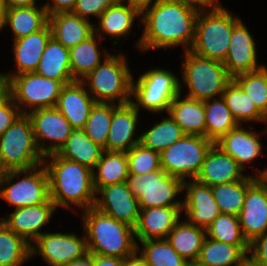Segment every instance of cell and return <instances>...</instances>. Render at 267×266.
I'll return each mask as SVG.
<instances>
[{
    "label": "cell",
    "mask_w": 267,
    "mask_h": 266,
    "mask_svg": "<svg viewBox=\"0 0 267 266\" xmlns=\"http://www.w3.org/2000/svg\"><path fill=\"white\" fill-rule=\"evenodd\" d=\"M139 113L131 102L113 103V116L106 140V151L127 153L133 146L140 143L141 133H136L138 122L141 121Z\"/></svg>",
    "instance_id": "20"
},
{
    "label": "cell",
    "mask_w": 267,
    "mask_h": 266,
    "mask_svg": "<svg viewBox=\"0 0 267 266\" xmlns=\"http://www.w3.org/2000/svg\"><path fill=\"white\" fill-rule=\"evenodd\" d=\"M30 118L21 114L0 136V164L6 171L26 170L43 163Z\"/></svg>",
    "instance_id": "8"
},
{
    "label": "cell",
    "mask_w": 267,
    "mask_h": 266,
    "mask_svg": "<svg viewBox=\"0 0 267 266\" xmlns=\"http://www.w3.org/2000/svg\"><path fill=\"white\" fill-rule=\"evenodd\" d=\"M64 85L35 72L21 73L7 81V93L19 107L21 114L56 106Z\"/></svg>",
    "instance_id": "11"
},
{
    "label": "cell",
    "mask_w": 267,
    "mask_h": 266,
    "mask_svg": "<svg viewBox=\"0 0 267 266\" xmlns=\"http://www.w3.org/2000/svg\"><path fill=\"white\" fill-rule=\"evenodd\" d=\"M94 265L95 266H123L124 259L119 257L111 256H100L94 254Z\"/></svg>",
    "instance_id": "50"
},
{
    "label": "cell",
    "mask_w": 267,
    "mask_h": 266,
    "mask_svg": "<svg viewBox=\"0 0 267 266\" xmlns=\"http://www.w3.org/2000/svg\"><path fill=\"white\" fill-rule=\"evenodd\" d=\"M94 207L133 228L139 219L138 199L126 181L101 187L96 192Z\"/></svg>",
    "instance_id": "15"
},
{
    "label": "cell",
    "mask_w": 267,
    "mask_h": 266,
    "mask_svg": "<svg viewBox=\"0 0 267 266\" xmlns=\"http://www.w3.org/2000/svg\"><path fill=\"white\" fill-rule=\"evenodd\" d=\"M257 263L267 266V231L249 243V253Z\"/></svg>",
    "instance_id": "48"
},
{
    "label": "cell",
    "mask_w": 267,
    "mask_h": 266,
    "mask_svg": "<svg viewBox=\"0 0 267 266\" xmlns=\"http://www.w3.org/2000/svg\"><path fill=\"white\" fill-rule=\"evenodd\" d=\"M7 94V80L3 73H0V100Z\"/></svg>",
    "instance_id": "57"
},
{
    "label": "cell",
    "mask_w": 267,
    "mask_h": 266,
    "mask_svg": "<svg viewBox=\"0 0 267 266\" xmlns=\"http://www.w3.org/2000/svg\"><path fill=\"white\" fill-rule=\"evenodd\" d=\"M177 73L167 68H150L139 73L138 79H132L131 103L140 112L147 110L155 113H168L171 102L180 91V81Z\"/></svg>",
    "instance_id": "7"
},
{
    "label": "cell",
    "mask_w": 267,
    "mask_h": 266,
    "mask_svg": "<svg viewBox=\"0 0 267 266\" xmlns=\"http://www.w3.org/2000/svg\"><path fill=\"white\" fill-rule=\"evenodd\" d=\"M201 8L178 0H158L141 15V36L135 41L137 50L145 54L151 49L168 50L181 46L190 50Z\"/></svg>",
    "instance_id": "1"
},
{
    "label": "cell",
    "mask_w": 267,
    "mask_h": 266,
    "mask_svg": "<svg viewBox=\"0 0 267 266\" xmlns=\"http://www.w3.org/2000/svg\"><path fill=\"white\" fill-rule=\"evenodd\" d=\"M208 238L232 245H249L244 238L238 216L221 213L206 229Z\"/></svg>",
    "instance_id": "43"
},
{
    "label": "cell",
    "mask_w": 267,
    "mask_h": 266,
    "mask_svg": "<svg viewBox=\"0 0 267 266\" xmlns=\"http://www.w3.org/2000/svg\"><path fill=\"white\" fill-rule=\"evenodd\" d=\"M113 116V103L96 102L83 130L87 136L106 151V140Z\"/></svg>",
    "instance_id": "42"
},
{
    "label": "cell",
    "mask_w": 267,
    "mask_h": 266,
    "mask_svg": "<svg viewBox=\"0 0 267 266\" xmlns=\"http://www.w3.org/2000/svg\"><path fill=\"white\" fill-rule=\"evenodd\" d=\"M88 252L125 259L137 250L134 228L90 207L82 211Z\"/></svg>",
    "instance_id": "3"
},
{
    "label": "cell",
    "mask_w": 267,
    "mask_h": 266,
    "mask_svg": "<svg viewBox=\"0 0 267 266\" xmlns=\"http://www.w3.org/2000/svg\"><path fill=\"white\" fill-rule=\"evenodd\" d=\"M126 182L138 199L139 209L183 206V199H178L183 193V181L162 169L147 174H129Z\"/></svg>",
    "instance_id": "12"
},
{
    "label": "cell",
    "mask_w": 267,
    "mask_h": 266,
    "mask_svg": "<svg viewBox=\"0 0 267 266\" xmlns=\"http://www.w3.org/2000/svg\"><path fill=\"white\" fill-rule=\"evenodd\" d=\"M229 154L216 144L208 151L196 181L207 186H215L243 180L248 174Z\"/></svg>",
    "instance_id": "23"
},
{
    "label": "cell",
    "mask_w": 267,
    "mask_h": 266,
    "mask_svg": "<svg viewBox=\"0 0 267 266\" xmlns=\"http://www.w3.org/2000/svg\"><path fill=\"white\" fill-rule=\"evenodd\" d=\"M191 3L199 8H206L215 4L218 0H178Z\"/></svg>",
    "instance_id": "56"
},
{
    "label": "cell",
    "mask_w": 267,
    "mask_h": 266,
    "mask_svg": "<svg viewBox=\"0 0 267 266\" xmlns=\"http://www.w3.org/2000/svg\"><path fill=\"white\" fill-rule=\"evenodd\" d=\"M117 1L118 0H77L72 13L89 21H92L90 20L91 16L92 18L94 16L97 20L107 8Z\"/></svg>",
    "instance_id": "46"
},
{
    "label": "cell",
    "mask_w": 267,
    "mask_h": 266,
    "mask_svg": "<svg viewBox=\"0 0 267 266\" xmlns=\"http://www.w3.org/2000/svg\"><path fill=\"white\" fill-rule=\"evenodd\" d=\"M123 266H148L145 260L136 251L132 256L126 257L124 259Z\"/></svg>",
    "instance_id": "55"
},
{
    "label": "cell",
    "mask_w": 267,
    "mask_h": 266,
    "mask_svg": "<svg viewBox=\"0 0 267 266\" xmlns=\"http://www.w3.org/2000/svg\"><path fill=\"white\" fill-rule=\"evenodd\" d=\"M183 206L154 207L140 209L139 219L134 227L135 240L166 239L180 221Z\"/></svg>",
    "instance_id": "21"
},
{
    "label": "cell",
    "mask_w": 267,
    "mask_h": 266,
    "mask_svg": "<svg viewBox=\"0 0 267 266\" xmlns=\"http://www.w3.org/2000/svg\"><path fill=\"white\" fill-rule=\"evenodd\" d=\"M129 174H147L161 170L160 153L143 146H133L127 153Z\"/></svg>",
    "instance_id": "45"
},
{
    "label": "cell",
    "mask_w": 267,
    "mask_h": 266,
    "mask_svg": "<svg viewBox=\"0 0 267 266\" xmlns=\"http://www.w3.org/2000/svg\"><path fill=\"white\" fill-rule=\"evenodd\" d=\"M0 199L14 209L47 202L50 188L44 164L26 170L6 171L0 183Z\"/></svg>",
    "instance_id": "9"
},
{
    "label": "cell",
    "mask_w": 267,
    "mask_h": 266,
    "mask_svg": "<svg viewBox=\"0 0 267 266\" xmlns=\"http://www.w3.org/2000/svg\"><path fill=\"white\" fill-rule=\"evenodd\" d=\"M21 115L19 107L12 97L7 93L0 100V136L14 123Z\"/></svg>",
    "instance_id": "47"
},
{
    "label": "cell",
    "mask_w": 267,
    "mask_h": 266,
    "mask_svg": "<svg viewBox=\"0 0 267 266\" xmlns=\"http://www.w3.org/2000/svg\"><path fill=\"white\" fill-rule=\"evenodd\" d=\"M55 212H57L55 203L49 199L38 205L16 208L11 213L0 217V220L32 244L45 232L41 230L50 223Z\"/></svg>",
    "instance_id": "18"
},
{
    "label": "cell",
    "mask_w": 267,
    "mask_h": 266,
    "mask_svg": "<svg viewBox=\"0 0 267 266\" xmlns=\"http://www.w3.org/2000/svg\"><path fill=\"white\" fill-rule=\"evenodd\" d=\"M222 98L238 124L249 125L253 122H263L267 125V117L234 80L226 86Z\"/></svg>",
    "instance_id": "34"
},
{
    "label": "cell",
    "mask_w": 267,
    "mask_h": 266,
    "mask_svg": "<svg viewBox=\"0 0 267 266\" xmlns=\"http://www.w3.org/2000/svg\"><path fill=\"white\" fill-rule=\"evenodd\" d=\"M136 243V251L145 260L148 266L188 265V262L172 248L166 239L145 240Z\"/></svg>",
    "instance_id": "41"
},
{
    "label": "cell",
    "mask_w": 267,
    "mask_h": 266,
    "mask_svg": "<svg viewBox=\"0 0 267 266\" xmlns=\"http://www.w3.org/2000/svg\"><path fill=\"white\" fill-rule=\"evenodd\" d=\"M102 39L94 32L86 40L69 49L70 68L75 81H81L111 53L101 50Z\"/></svg>",
    "instance_id": "28"
},
{
    "label": "cell",
    "mask_w": 267,
    "mask_h": 266,
    "mask_svg": "<svg viewBox=\"0 0 267 266\" xmlns=\"http://www.w3.org/2000/svg\"><path fill=\"white\" fill-rule=\"evenodd\" d=\"M166 115V117H162L161 121H155L152 127H148V130L144 129L140 134V143L159 153L185 135L180 125L169 115V113Z\"/></svg>",
    "instance_id": "38"
},
{
    "label": "cell",
    "mask_w": 267,
    "mask_h": 266,
    "mask_svg": "<svg viewBox=\"0 0 267 266\" xmlns=\"http://www.w3.org/2000/svg\"><path fill=\"white\" fill-rule=\"evenodd\" d=\"M180 81V91L188 88L186 97L197 100H208L222 97L226 86L233 80L226 70L223 62L201 57L194 52L183 51Z\"/></svg>",
    "instance_id": "6"
},
{
    "label": "cell",
    "mask_w": 267,
    "mask_h": 266,
    "mask_svg": "<svg viewBox=\"0 0 267 266\" xmlns=\"http://www.w3.org/2000/svg\"><path fill=\"white\" fill-rule=\"evenodd\" d=\"M35 73L60 81L63 85L74 82L70 68L69 49L51 36Z\"/></svg>",
    "instance_id": "30"
},
{
    "label": "cell",
    "mask_w": 267,
    "mask_h": 266,
    "mask_svg": "<svg viewBox=\"0 0 267 266\" xmlns=\"http://www.w3.org/2000/svg\"><path fill=\"white\" fill-rule=\"evenodd\" d=\"M244 238L251 243L267 231V190L253 182L238 216Z\"/></svg>",
    "instance_id": "25"
},
{
    "label": "cell",
    "mask_w": 267,
    "mask_h": 266,
    "mask_svg": "<svg viewBox=\"0 0 267 266\" xmlns=\"http://www.w3.org/2000/svg\"><path fill=\"white\" fill-rule=\"evenodd\" d=\"M51 36L65 48L75 47L94 33V23L72 12H59L48 16Z\"/></svg>",
    "instance_id": "27"
},
{
    "label": "cell",
    "mask_w": 267,
    "mask_h": 266,
    "mask_svg": "<svg viewBox=\"0 0 267 266\" xmlns=\"http://www.w3.org/2000/svg\"><path fill=\"white\" fill-rule=\"evenodd\" d=\"M249 253V245H232L206 236L197 261L207 266H238Z\"/></svg>",
    "instance_id": "35"
},
{
    "label": "cell",
    "mask_w": 267,
    "mask_h": 266,
    "mask_svg": "<svg viewBox=\"0 0 267 266\" xmlns=\"http://www.w3.org/2000/svg\"><path fill=\"white\" fill-rule=\"evenodd\" d=\"M76 1L77 0H48L46 4L43 3V6L49 16L59 12H72Z\"/></svg>",
    "instance_id": "49"
},
{
    "label": "cell",
    "mask_w": 267,
    "mask_h": 266,
    "mask_svg": "<svg viewBox=\"0 0 267 266\" xmlns=\"http://www.w3.org/2000/svg\"><path fill=\"white\" fill-rule=\"evenodd\" d=\"M233 80L249 95L256 107L267 117V66L237 75Z\"/></svg>",
    "instance_id": "44"
},
{
    "label": "cell",
    "mask_w": 267,
    "mask_h": 266,
    "mask_svg": "<svg viewBox=\"0 0 267 266\" xmlns=\"http://www.w3.org/2000/svg\"><path fill=\"white\" fill-rule=\"evenodd\" d=\"M4 173H5V171L2 169L1 164H0V183H1V180H2Z\"/></svg>",
    "instance_id": "61"
},
{
    "label": "cell",
    "mask_w": 267,
    "mask_h": 266,
    "mask_svg": "<svg viewBox=\"0 0 267 266\" xmlns=\"http://www.w3.org/2000/svg\"><path fill=\"white\" fill-rule=\"evenodd\" d=\"M264 169L258 168L257 171L253 170L252 177L254 182L261 188L267 190V167L263 166Z\"/></svg>",
    "instance_id": "52"
},
{
    "label": "cell",
    "mask_w": 267,
    "mask_h": 266,
    "mask_svg": "<svg viewBox=\"0 0 267 266\" xmlns=\"http://www.w3.org/2000/svg\"><path fill=\"white\" fill-rule=\"evenodd\" d=\"M135 19L141 22V15L129 5L118 0L115 4L107 8L94 24V32L105 40L108 35L113 43L112 46L118 45L121 38L127 40L132 33L135 35L133 26Z\"/></svg>",
    "instance_id": "22"
},
{
    "label": "cell",
    "mask_w": 267,
    "mask_h": 266,
    "mask_svg": "<svg viewBox=\"0 0 267 266\" xmlns=\"http://www.w3.org/2000/svg\"><path fill=\"white\" fill-rule=\"evenodd\" d=\"M5 15H6V7L4 1L0 0V31H2L5 25Z\"/></svg>",
    "instance_id": "58"
},
{
    "label": "cell",
    "mask_w": 267,
    "mask_h": 266,
    "mask_svg": "<svg viewBox=\"0 0 267 266\" xmlns=\"http://www.w3.org/2000/svg\"><path fill=\"white\" fill-rule=\"evenodd\" d=\"M104 148L94 143L83 129H73L57 154L93 170L101 159Z\"/></svg>",
    "instance_id": "33"
},
{
    "label": "cell",
    "mask_w": 267,
    "mask_h": 266,
    "mask_svg": "<svg viewBox=\"0 0 267 266\" xmlns=\"http://www.w3.org/2000/svg\"><path fill=\"white\" fill-rule=\"evenodd\" d=\"M120 1L129 5L130 7L135 9L140 15H142L158 0H120Z\"/></svg>",
    "instance_id": "51"
},
{
    "label": "cell",
    "mask_w": 267,
    "mask_h": 266,
    "mask_svg": "<svg viewBox=\"0 0 267 266\" xmlns=\"http://www.w3.org/2000/svg\"><path fill=\"white\" fill-rule=\"evenodd\" d=\"M187 266H207V265H204L196 260L193 262H189Z\"/></svg>",
    "instance_id": "60"
},
{
    "label": "cell",
    "mask_w": 267,
    "mask_h": 266,
    "mask_svg": "<svg viewBox=\"0 0 267 266\" xmlns=\"http://www.w3.org/2000/svg\"><path fill=\"white\" fill-rule=\"evenodd\" d=\"M206 236V229L190 224L184 218L171 230L166 240L189 263L198 259Z\"/></svg>",
    "instance_id": "31"
},
{
    "label": "cell",
    "mask_w": 267,
    "mask_h": 266,
    "mask_svg": "<svg viewBox=\"0 0 267 266\" xmlns=\"http://www.w3.org/2000/svg\"><path fill=\"white\" fill-rule=\"evenodd\" d=\"M183 194L182 211L190 224L207 229L221 214L210 186L187 180L183 182Z\"/></svg>",
    "instance_id": "19"
},
{
    "label": "cell",
    "mask_w": 267,
    "mask_h": 266,
    "mask_svg": "<svg viewBox=\"0 0 267 266\" xmlns=\"http://www.w3.org/2000/svg\"><path fill=\"white\" fill-rule=\"evenodd\" d=\"M218 0L212 6L201 8L195 26V37L190 51L224 62L230 46L233 27L241 20Z\"/></svg>",
    "instance_id": "4"
},
{
    "label": "cell",
    "mask_w": 267,
    "mask_h": 266,
    "mask_svg": "<svg viewBox=\"0 0 267 266\" xmlns=\"http://www.w3.org/2000/svg\"><path fill=\"white\" fill-rule=\"evenodd\" d=\"M253 182L252 175L248 174L241 181L212 186L213 198L218 204L220 213L239 216L247 189Z\"/></svg>",
    "instance_id": "39"
},
{
    "label": "cell",
    "mask_w": 267,
    "mask_h": 266,
    "mask_svg": "<svg viewBox=\"0 0 267 266\" xmlns=\"http://www.w3.org/2000/svg\"><path fill=\"white\" fill-rule=\"evenodd\" d=\"M27 115L41 154L57 153L73 130L70 123L55 107L37 109Z\"/></svg>",
    "instance_id": "14"
},
{
    "label": "cell",
    "mask_w": 267,
    "mask_h": 266,
    "mask_svg": "<svg viewBox=\"0 0 267 266\" xmlns=\"http://www.w3.org/2000/svg\"><path fill=\"white\" fill-rule=\"evenodd\" d=\"M6 9L14 7H32L37 4V0H3Z\"/></svg>",
    "instance_id": "54"
},
{
    "label": "cell",
    "mask_w": 267,
    "mask_h": 266,
    "mask_svg": "<svg viewBox=\"0 0 267 266\" xmlns=\"http://www.w3.org/2000/svg\"><path fill=\"white\" fill-rule=\"evenodd\" d=\"M249 31L242 19L233 27L227 57L223 62L232 78L259 70L265 66V64L258 62L257 42Z\"/></svg>",
    "instance_id": "17"
},
{
    "label": "cell",
    "mask_w": 267,
    "mask_h": 266,
    "mask_svg": "<svg viewBox=\"0 0 267 266\" xmlns=\"http://www.w3.org/2000/svg\"><path fill=\"white\" fill-rule=\"evenodd\" d=\"M31 259V244L0 220V266H23Z\"/></svg>",
    "instance_id": "40"
},
{
    "label": "cell",
    "mask_w": 267,
    "mask_h": 266,
    "mask_svg": "<svg viewBox=\"0 0 267 266\" xmlns=\"http://www.w3.org/2000/svg\"><path fill=\"white\" fill-rule=\"evenodd\" d=\"M86 253L85 232L80 236L73 232L46 231L31 244V258L39 255L48 266H63Z\"/></svg>",
    "instance_id": "13"
},
{
    "label": "cell",
    "mask_w": 267,
    "mask_h": 266,
    "mask_svg": "<svg viewBox=\"0 0 267 266\" xmlns=\"http://www.w3.org/2000/svg\"><path fill=\"white\" fill-rule=\"evenodd\" d=\"M96 101L81 81L62 87L55 108L70 123L73 129H83Z\"/></svg>",
    "instance_id": "24"
},
{
    "label": "cell",
    "mask_w": 267,
    "mask_h": 266,
    "mask_svg": "<svg viewBox=\"0 0 267 266\" xmlns=\"http://www.w3.org/2000/svg\"><path fill=\"white\" fill-rule=\"evenodd\" d=\"M63 266H95L94 254L88 252L83 257L73 260Z\"/></svg>",
    "instance_id": "53"
},
{
    "label": "cell",
    "mask_w": 267,
    "mask_h": 266,
    "mask_svg": "<svg viewBox=\"0 0 267 266\" xmlns=\"http://www.w3.org/2000/svg\"><path fill=\"white\" fill-rule=\"evenodd\" d=\"M92 174L95 192L103 186L127 181L129 168L126 153L104 151Z\"/></svg>",
    "instance_id": "36"
},
{
    "label": "cell",
    "mask_w": 267,
    "mask_h": 266,
    "mask_svg": "<svg viewBox=\"0 0 267 266\" xmlns=\"http://www.w3.org/2000/svg\"><path fill=\"white\" fill-rule=\"evenodd\" d=\"M205 137L214 143L239 124L222 97L204 100Z\"/></svg>",
    "instance_id": "37"
},
{
    "label": "cell",
    "mask_w": 267,
    "mask_h": 266,
    "mask_svg": "<svg viewBox=\"0 0 267 266\" xmlns=\"http://www.w3.org/2000/svg\"><path fill=\"white\" fill-rule=\"evenodd\" d=\"M50 37L51 30L47 23L41 30L14 40L12 53L15 59L14 67H16L10 73L2 72L6 80L21 73L35 72Z\"/></svg>",
    "instance_id": "26"
},
{
    "label": "cell",
    "mask_w": 267,
    "mask_h": 266,
    "mask_svg": "<svg viewBox=\"0 0 267 266\" xmlns=\"http://www.w3.org/2000/svg\"><path fill=\"white\" fill-rule=\"evenodd\" d=\"M214 144L203 136L184 135L160 153L161 169L183 182L195 180L208 151Z\"/></svg>",
    "instance_id": "10"
},
{
    "label": "cell",
    "mask_w": 267,
    "mask_h": 266,
    "mask_svg": "<svg viewBox=\"0 0 267 266\" xmlns=\"http://www.w3.org/2000/svg\"><path fill=\"white\" fill-rule=\"evenodd\" d=\"M125 55L121 50L110 54L81 80L96 102H131L133 73Z\"/></svg>",
    "instance_id": "5"
},
{
    "label": "cell",
    "mask_w": 267,
    "mask_h": 266,
    "mask_svg": "<svg viewBox=\"0 0 267 266\" xmlns=\"http://www.w3.org/2000/svg\"><path fill=\"white\" fill-rule=\"evenodd\" d=\"M238 266H262L257 263L252 257L247 255Z\"/></svg>",
    "instance_id": "59"
},
{
    "label": "cell",
    "mask_w": 267,
    "mask_h": 266,
    "mask_svg": "<svg viewBox=\"0 0 267 266\" xmlns=\"http://www.w3.org/2000/svg\"><path fill=\"white\" fill-rule=\"evenodd\" d=\"M248 126H251L247 128ZM250 129V130H249ZM267 134V127L262 132L252 129V125L239 124L222 136L215 144L226 154H229L245 170L247 167L254 169L251 165L258 157L263 156L262 135ZM263 146V147H262ZM248 165V166H247Z\"/></svg>",
    "instance_id": "16"
},
{
    "label": "cell",
    "mask_w": 267,
    "mask_h": 266,
    "mask_svg": "<svg viewBox=\"0 0 267 266\" xmlns=\"http://www.w3.org/2000/svg\"><path fill=\"white\" fill-rule=\"evenodd\" d=\"M43 164L49 176L50 199L56 208H77L82 211L95 205L96 192L92 170L57 153L44 156ZM77 207V208H76Z\"/></svg>",
    "instance_id": "2"
},
{
    "label": "cell",
    "mask_w": 267,
    "mask_h": 266,
    "mask_svg": "<svg viewBox=\"0 0 267 266\" xmlns=\"http://www.w3.org/2000/svg\"><path fill=\"white\" fill-rule=\"evenodd\" d=\"M168 113L180 125L185 135L205 137L204 101L182 96L180 93L171 102Z\"/></svg>",
    "instance_id": "29"
},
{
    "label": "cell",
    "mask_w": 267,
    "mask_h": 266,
    "mask_svg": "<svg viewBox=\"0 0 267 266\" xmlns=\"http://www.w3.org/2000/svg\"><path fill=\"white\" fill-rule=\"evenodd\" d=\"M47 23L48 15L43 5L14 7L6 9L4 29L12 30L14 41L41 30Z\"/></svg>",
    "instance_id": "32"
}]
</instances>
